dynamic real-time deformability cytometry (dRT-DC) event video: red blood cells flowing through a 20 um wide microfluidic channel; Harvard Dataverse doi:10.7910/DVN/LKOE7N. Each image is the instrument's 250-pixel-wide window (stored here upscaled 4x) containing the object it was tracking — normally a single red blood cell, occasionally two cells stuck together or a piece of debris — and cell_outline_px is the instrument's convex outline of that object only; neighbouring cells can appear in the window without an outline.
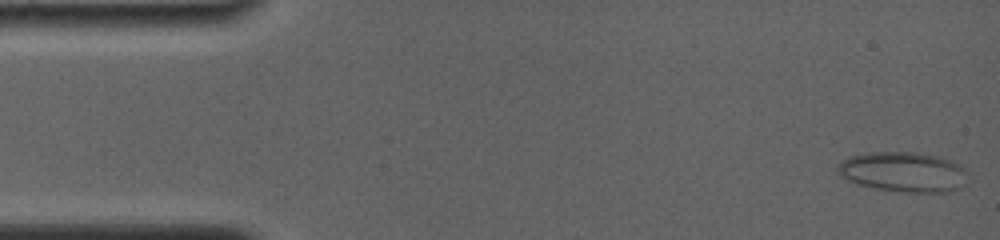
{"species": "common noctule bat (a hibernating species)", "species_latin": "Nyctalus noctula", "temperature_condition": "room temperature", "stored_images_in_passage": 12, "camera_frame_rate_fps": 4000, "um_per_image_px": 0.085, "animal": {"sex": "female", "body_mass_g": 19.0, "forearm_length_mm": 56.7}, "frame": {"image": 1, "passage_image": 1, "time_ms": 0.0, "image_size_px": [1000, 240], "cell_outline_px": [[964, 172], [960, 188], [948, 192], [904, 192], [876, 188], [860, 184], [848, 180], [836, 172], [836, 164], [848, 156], [868, 152], [912, 152], [936, 156], [952, 160], [960, 164], [964, 168]], "centroid_in_image_um": [76.71, 14.6], "position_along_channel_um": 8.3, "area_um2": 30.11}}
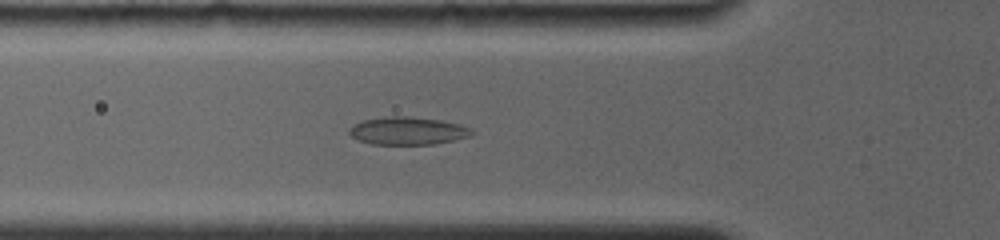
{"frame": {"image": 2, "passage_image": 12, "time_ms": 5.25, "image_size_px": [1000, 240], "cell_outline_px": [[476, 132], [468, 136], [436, 144], [372, 144], [360, 140], [352, 136], [348, 132], [348, 128], [364, 120], [388, 116], [408, 116], [440, 120], [460, 124], [472, 128]], "centroid_in_image_um": [34.68, 11.11], "position_along_channel_um": 91.1, "area_um2": 19.71}}